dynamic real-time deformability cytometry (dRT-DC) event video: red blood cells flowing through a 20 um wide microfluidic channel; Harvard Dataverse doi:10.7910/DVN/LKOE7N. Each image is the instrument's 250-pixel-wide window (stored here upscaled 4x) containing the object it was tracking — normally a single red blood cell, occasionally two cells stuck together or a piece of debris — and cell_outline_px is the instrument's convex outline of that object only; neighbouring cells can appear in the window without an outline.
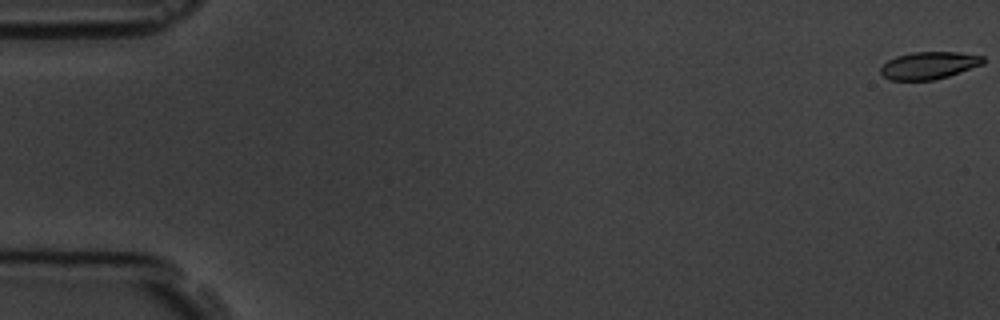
{"species": "common noctule bat (a hibernating species)", "species_latin": "Nyctalus noctula", "temperature_condition": "room temperature", "stored_images_in_passage": 6, "segment_of_instrument_passage": [1, 2], "camera_frame_rate_fps": 3000, "um_per_image_px": 0.085, "animal": {"sex": "male", "body_mass_g": 19.5, "forearm_length_mm": 54.6}, "frame": {"image": 1, "passage_image": 1, "time_ms": 0.0, "image_size_px": [1000, 320], "cell_outline_px": [[984, 64], [948, 76], [932, 80], [888, 80], [880, 72], [880, 68], [888, 60], [896, 56], [912, 52], [956, 52], [984, 56]], "centroid_in_image_um": [78.95, 5.56], "position_along_channel_um": 6.0, "area_um2": 16.3}}
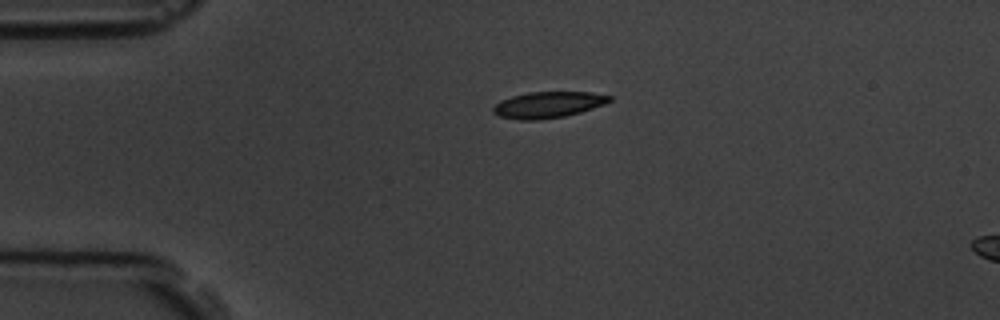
{"frame": {"image": 2, "passage_image": 4, "time_ms": 4.333, "image_size_px": [1000, 320], "cell_outline_px": [[612, 100], [604, 104], [580, 112], [564, 116], [540, 120], [520, 120], [500, 116], [492, 112], [492, 108], [500, 100], [512, 96], [528, 92], [588, 92], [612, 96]], "centroid_in_image_um": [46.56, 8.9], "position_along_channel_um": 38.4, "area_um2": 17.69}}